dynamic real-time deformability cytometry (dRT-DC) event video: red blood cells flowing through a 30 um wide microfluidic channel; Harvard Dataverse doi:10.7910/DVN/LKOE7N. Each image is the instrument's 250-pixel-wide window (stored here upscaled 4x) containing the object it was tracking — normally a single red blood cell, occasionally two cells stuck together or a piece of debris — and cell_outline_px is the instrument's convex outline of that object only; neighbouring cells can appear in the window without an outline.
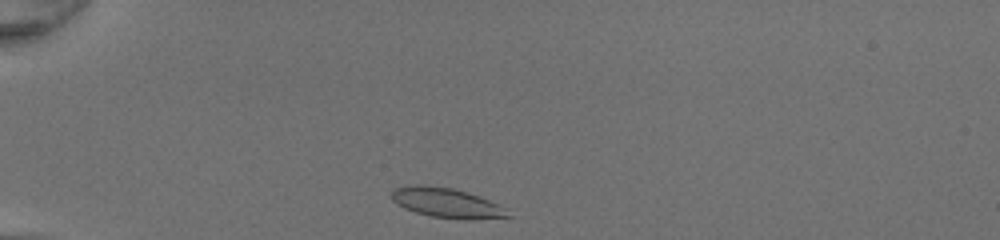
{"species": "common noctule bat (a hibernating species)", "species_latin": "Nyctalus noctula", "temperature_condition": "room temperature", "stored_images_in_passage": 30, "camera_frame_rate_fps": 3000, "um_per_image_px": 0.085, "animal": {"sex": "female", "body_mass_g": 20.0, "forearm_length_mm": 54.0}, "frame": {"image": 1, "passage_image": 1, "time_ms": 0.0, "image_size_px": [1000, 240], "cell_outline_px": [[512, 216], [472, 220], [460, 220], [432, 216], [416, 212], [404, 208], [396, 204], [392, 200], [392, 192], [396, 188], [408, 184], [420, 184], [452, 188], [488, 200], [508, 208]], "centroid_in_image_um": [37.97, 17.25], "position_along_channel_um": 47.0, "area_um2": 20.23}}
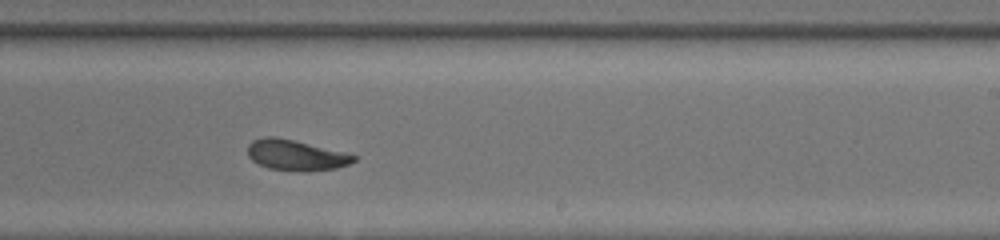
{"frame": {"image": 2, "passage_image": 19, "time_ms": 6.0, "image_size_px": [1000, 240], "cell_outline_px": [[356, 160], [348, 164], [336, 168], [308, 172], [304, 172], [268, 168], [252, 160], [248, 156], [248, 144], [252, 140], [264, 136], [276, 136], [356, 156]], "centroid_in_image_um": [25.08, 13.2], "position_along_channel_um": 263.9, "area_um2": 18.61}}
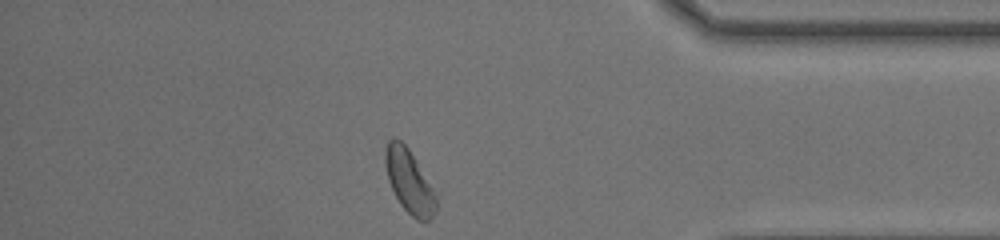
{"frame": {"image": 3, "passage_image": 30, "time_ms": 9.667, "image_size_px": [1000, 240], "cell_outline_px": [[436, 208], [432, 220], [416, 220], [400, 204], [388, 180], [384, 164], [384, 148], [388, 140], [392, 136], [400, 140], [408, 148], [416, 160], [432, 188], [436, 196]], "centroid_in_image_um": [34.75, 15.38], "position_along_channel_um": 400.5, "area_um2": 18.73}, "authors_computed_cell_mechanics": {"area_um2": 19.363, "velocity_mm_per_s": 4.2848, "shape_relaxation_time_tau1_ms": 4.6177, "shape_relaxation_time_tau2_ms": 1.8224, "deformation_change_tau1": 0.1356, "deformation_change_tau2": 0.0782}}